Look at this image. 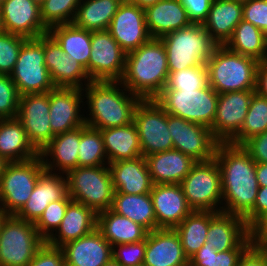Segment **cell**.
Here are the masks:
<instances>
[{
  "label": "cell",
  "mask_w": 267,
  "mask_h": 266,
  "mask_svg": "<svg viewBox=\"0 0 267 266\" xmlns=\"http://www.w3.org/2000/svg\"><path fill=\"white\" fill-rule=\"evenodd\" d=\"M96 228L111 246L143 241L149 233L142 225L115 213L111 209L97 214Z\"/></svg>",
  "instance_id": "obj_33"
},
{
  "label": "cell",
  "mask_w": 267,
  "mask_h": 266,
  "mask_svg": "<svg viewBox=\"0 0 267 266\" xmlns=\"http://www.w3.org/2000/svg\"><path fill=\"white\" fill-rule=\"evenodd\" d=\"M32 1L37 3L40 6L43 3L44 0H32Z\"/></svg>",
  "instance_id": "obj_64"
},
{
  "label": "cell",
  "mask_w": 267,
  "mask_h": 266,
  "mask_svg": "<svg viewBox=\"0 0 267 266\" xmlns=\"http://www.w3.org/2000/svg\"><path fill=\"white\" fill-rule=\"evenodd\" d=\"M191 23L203 24L207 19L213 0H180Z\"/></svg>",
  "instance_id": "obj_52"
},
{
  "label": "cell",
  "mask_w": 267,
  "mask_h": 266,
  "mask_svg": "<svg viewBox=\"0 0 267 266\" xmlns=\"http://www.w3.org/2000/svg\"><path fill=\"white\" fill-rule=\"evenodd\" d=\"M127 53L108 30L91 32L88 76L91 81H120L124 75Z\"/></svg>",
  "instance_id": "obj_13"
},
{
  "label": "cell",
  "mask_w": 267,
  "mask_h": 266,
  "mask_svg": "<svg viewBox=\"0 0 267 266\" xmlns=\"http://www.w3.org/2000/svg\"><path fill=\"white\" fill-rule=\"evenodd\" d=\"M27 266H66L60 247H54L46 242L37 250L33 260Z\"/></svg>",
  "instance_id": "obj_50"
},
{
  "label": "cell",
  "mask_w": 267,
  "mask_h": 266,
  "mask_svg": "<svg viewBox=\"0 0 267 266\" xmlns=\"http://www.w3.org/2000/svg\"><path fill=\"white\" fill-rule=\"evenodd\" d=\"M108 167L116 192L136 195L151 192L153 182L145 157L112 162Z\"/></svg>",
  "instance_id": "obj_26"
},
{
  "label": "cell",
  "mask_w": 267,
  "mask_h": 266,
  "mask_svg": "<svg viewBox=\"0 0 267 266\" xmlns=\"http://www.w3.org/2000/svg\"><path fill=\"white\" fill-rule=\"evenodd\" d=\"M44 56L45 66L55 87L83 89L91 82L85 68L65 54L49 33L44 34Z\"/></svg>",
  "instance_id": "obj_19"
},
{
  "label": "cell",
  "mask_w": 267,
  "mask_h": 266,
  "mask_svg": "<svg viewBox=\"0 0 267 266\" xmlns=\"http://www.w3.org/2000/svg\"><path fill=\"white\" fill-rule=\"evenodd\" d=\"M84 99V92L79 88L55 87L49 91L50 128L54 135L85 124V116L80 114Z\"/></svg>",
  "instance_id": "obj_20"
},
{
  "label": "cell",
  "mask_w": 267,
  "mask_h": 266,
  "mask_svg": "<svg viewBox=\"0 0 267 266\" xmlns=\"http://www.w3.org/2000/svg\"><path fill=\"white\" fill-rule=\"evenodd\" d=\"M82 0H44L40 5V17L49 29L60 24H70L76 16Z\"/></svg>",
  "instance_id": "obj_42"
},
{
  "label": "cell",
  "mask_w": 267,
  "mask_h": 266,
  "mask_svg": "<svg viewBox=\"0 0 267 266\" xmlns=\"http://www.w3.org/2000/svg\"><path fill=\"white\" fill-rule=\"evenodd\" d=\"M80 138L81 126L55 135L39 154L45 170L66 174L71 169L77 168Z\"/></svg>",
  "instance_id": "obj_27"
},
{
  "label": "cell",
  "mask_w": 267,
  "mask_h": 266,
  "mask_svg": "<svg viewBox=\"0 0 267 266\" xmlns=\"http://www.w3.org/2000/svg\"><path fill=\"white\" fill-rule=\"evenodd\" d=\"M145 266H189L175 229L158 228L146 237Z\"/></svg>",
  "instance_id": "obj_24"
},
{
  "label": "cell",
  "mask_w": 267,
  "mask_h": 266,
  "mask_svg": "<svg viewBox=\"0 0 267 266\" xmlns=\"http://www.w3.org/2000/svg\"><path fill=\"white\" fill-rule=\"evenodd\" d=\"M158 1L160 0H124V2L131 4V5H136L140 8H147L149 6L155 5Z\"/></svg>",
  "instance_id": "obj_58"
},
{
  "label": "cell",
  "mask_w": 267,
  "mask_h": 266,
  "mask_svg": "<svg viewBox=\"0 0 267 266\" xmlns=\"http://www.w3.org/2000/svg\"><path fill=\"white\" fill-rule=\"evenodd\" d=\"M110 209L142 225L149 232L156 229V216L150 193L136 195L115 191Z\"/></svg>",
  "instance_id": "obj_36"
},
{
  "label": "cell",
  "mask_w": 267,
  "mask_h": 266,
  "mask_svg": "<svg viewBox=\"0 0 267 266\" xmlns=\"http://www.w3.org/2000/svg\"><path fill=\"white\" fill-rule=\"evenodd\" d=\"M19 97L10 75L0 74V119L17 117Z\"/></svg>",
  "instance_id": "obj_47"
},
{
  "label": "cell",
  "mask_w": 267,
  "mask_h": 266,
  "mask_svg": "<svg viewBox=\"0 0 267 266\" xmlns=\"http://www.w3.org/2000/svg\"><path fill=\"white\" fill-rule=\"evenodd\" d=\"M144 13L151 38H161L192 24L180 0H160L145 8Z\"/></svg>",
  "instance_id": "obj_29"
},
{
  "label": "cell",
  "mask_w": 267,
  "mask_h": 266,
  "mask_svg": "<svg viewBox=\"0 0 267 266\" xmlns=\"http://www.w3.org/2000/svg\"><path fill=\"white\" fill-rule=\"evenodd\" d=\"M65 54L79 62L88 74L91 52V31L76 27L73 23L60 24L48 29Z\"/></svg>",
  "instance_id": "obj_35"
},
{
  "label": "cell",
  "mask_w": 267,
  "mask_h": 266,
  "mask_svg": "<svg viewBox=\"0 0 267 266\" xmlns=\"http://www.w3.org/2000/svg\"><path fill=\"white\" fill-rule=\"evenodd\" d=\"M254 229H267V216L266 218Z\"/></svg>",
  "instance_id": "obj_60"
},
{
  "label": "cell",
  "mask_w": 267,
  "mask_h": 266,
  "mask_svg": "<svg viewBox=\"0 0 267 266\" xmlns=\"http://www.w3.org/2000/svg\"><path fill=\"white\" fill-rule=\"evenodd\" d=\"M255 92L260 96L267 98V61L258 63Z\"/></svg>",
  "instance_id": "obj_55"
},
{
  "label": "cell",
  "mask_w": 267,
  "mask_h": 266,
  "mask_svg": "<svg viewBox=\"0 0 267 266\" xmlns=\"http://www.w3.org/2000/svg\"><path fill=\"white\" fill-rule=\"evenodd\" d=\"M237 266H267V259L253 243L241 256Z\"/></svg>",
  "instance_id": "obj_54"
},
{
  "label": "cell",
  "mask_w": 267,
  "mask_h": 266,
  "mask_svg": "<svg viewBox=\"0 0 267 266\" xmlns=\"http://www.w3.org/2000/svg\"><path fill=\"white\" fill-rule=\"evenodd\" d=\"M206 236V242L218 252L248 249L253 244L252 230L246 225L244 218L224 212L210 211Z\"/></svg>",
  "instance_id": "obj_17"
},
{
  "label": "cell",
  "mask_w": 267,
  "mask_h": 266,
  "mask_svg": "<svg viewBox=\"0 0 267 266\" xmlns=\"http://www.w3.org/2000/svg\"><path fill=\"white\" fill-rule=\"evenodd\" d=\"M100 130L84 124L81 126V138L78 152V167L108 165Z\"/></svg>",
  "instance_id": "obj_41"
},
{
  "label": "cell",
  "mask_w": 267,
  "mask_h": 266,
  "mask_svg": "<svg viewBox=\"0 0 267 266\" xmlns=\"http://www.w3.org/2000/svg\"><path fill=\"white\" fill-rule=\"evenodd\" d=\"M247 249H231L218 252L205 242L189 259V266H237Z\"/></svg>",
  "instance_id": "obj_44"
},
{
  "label": "cell",
  "mask_w": 267,
  "mask_h": 266,
  "mask_svg": "<svg viewBox=\"0 0 267 266\" xmlns=\"http://www.w3.org/2000/svg\"><path fill=\"white\" fill-rule=\"evenodd\" d=\"M253 243L267 259V229H253Z\"/></svg>",
  "instance_id": "obj_56"
},
{
  "label": "cell",
  "mask_w": 267,
  "mask_h": 266,
  "mask_svg": "<svg viewBox=\"0 0 267 266\" xmlns=\"http://www.w3.org/2000/svg\"><path fill=\"white\" fill-rule=\"evenodd\" d=\"M255 163H267V131L253 136L242 145Z\"/></svg>",
  "instance_id": "obj_53"
},
{
  "label": "cell",
  "mask_w": 267,
  "mask_h": 266,
  "mask_svg": "<svg viewBox=\"0 0 267 266\" xmlns=\"http://www.w3.org/2000/svg\"><path fill=\"white\" fill-rule=\"evenodd\" d=\"M230 1H235V2H239V3L244 4V3L248 2L249 0H230Z\"/></svg>",
  "instance_id": "obj_63"
},
{
  "label": "cell",
  "mask_w": 267,
  "mask_h": 266,
  "mask_svg": "<svg viewBox=\"0 0 267 266\" xmlns=\"http://www.w3.org/2000/svg\"><path fill=\"white\" fill-rule=\"evenodd\" d=\"M72 201L65 198L49 203L40 218L34 223L39 235L46 241L60 226L68 204Z\"/></svg>",
  "instance_id": "obj_45"
},
{
  "label": "cell",
  "mask_w": 267,
  "mask_h": 266,
  "mask_svg": "<svg viewBox=\"0 0 267 266\" xmlns=\"http://www.w3.org/2000/svg\"><path fill=\"white\" fill-rule=\"evenodd\" d=\"M104 266H121L117 261H115L113 258L108 261Z\"/></svg>",
  "instance_id": "obj_62"
},
{
  "label": "cell",
  "mask_w": 267,
  "mask_h": 266,
  "mask_svg": "<svg viewBox=\"0 0 267 266\" xmlns=\"http://www.w3.org/2000/svg\"><path fill=\"white\" fill-rule=\"evenodd\" d=\"M123 0H82L73 24L87 31L108 30Z\"/></svg>",
  "instance_id": "obj_37"
},
{
  "label": "cell",
  "mask_w": 267,
  "mask_h": 266,
  "mask_svg": "<svg viewBox=\"0 0 267 266\" xmlns=\"http://www.w3.org/2000/svg\"><path fill=\"white\" fill-rule=\"evenodd\" d=\"M150 195L156 216V229H174L193 211L180 184H153Z\"/></svg>",
  "instance_id": "obj_23"
},
{
  "label": "cell",
  "mask_w": 267,
  "mask_h": 266,
  "mask_svg": "<svg viewBox=\"0 0 267 266\" xmlns=\"http://www.w3.org/2000/svg\"><path fill=\"white\" fill-rule=\"evenodd\" d=\"M180 186L193 211L222 212L221 173L215 157L195 162Z\"/></svg>",
  "instance_id": "obj_8"
},
{
  "label": "cell",
  "mask_w": 267,
  "mask_h": 266,
  "mask_svg": "<svg viewBox=\"0 0 267 266\" xmlns=\"http://www.w3.org/2000/svg\"><path fill=\"white\" fill-rule=\"evenodd\" d=\"M146 239L134 243L112 246V258L121 266H136L144 263Z\"/></svg>",
  "instance_id": "obj_48"
},
{
  "label": "cell",
  "mask_w": 267,
  "mask_h": 266,
  "mask_svg": "<svg viewBox=\"0 0 267 266\" xmlns=\"http://www.w3.org/2000/svg\"><path fill=\"white\" fill-rule=\"evenodd\" d=\"M10 77L20 96L47 93L55 88L45 66L44 35L24 41Z\"/></svg>",
  "instance_id": "obj_9"
},
{
  "label": "cell",
  "mask_w": 267,
  "mask_h": 266,
  "mask_svg": "<svg viewBox=\"0 0 267 266\" xmlns=\"http://www.w3.org/2000/svg\"><path fill=\"white\" fill-rule=\"evenodd\" d=\"M2 31L38 38L48 33L40 17V6L32 0H4L0 5Z\"/></svg>",
  "instance_id": "obj_18"
},
{
  "label": "cell",
  "mask_w": 267,
  "mask_h": 266,
  "mask_svg": "<svg viewBox=\"0 0 267 266\" xmlns=\"http://www.w3.org/2000/svg\"><path fill=\"white\" fill-rule=\"evenodd\" d=\"M49 112V92L19 97L16 118L22 123L30 144L39 154L55 136L50 128Z\"/></svg>",
  "instance_id": "obj_15"
},
{
  "label": "cell",
  "mask_w": 267,
  "mask_h": 266,
  "mask_svg": "<svg viewBox=\"0 0 267 266\" xmlns=\"http://www.w3.org/2000/svg\"><path fill=\"white\" fill-rule=\"evenodd\" d=\"M166 50L169 72L207 63L217 44L202 24H191L159 38Z\"/></svg>",
  "instance_id": "obj_5"
},
{
  "label": "cell",
  "mask_w": 267,
  "mask_h": 266,
  "mask_svg": "<svg viewBox=\"0 0 267 266\" xmlns=\"http://www.w3.org/2000/svg\"><path fill=\"white\" fill-rule=\"evenodd\" d=\"M267 131V98L253 94L241 130L229 141L243 145L247 140Z\"/></svg>",
  "instance_id": "obj_40"
},
{
  "label": "cell",
  "mask_w": 267,
  "mask_h": 266,
  "mask_svg": "<svg viewBox=\"0 0 267 266\" xmlns=\"http://www.w3.org/2000/svg\"><path fill=\"white\" fill-rule=\"evenodd\" d=\"M44 243L34 223L8 215L0 230V266H27Z\"/></svg>",
  "instance_id": "obj_10"
},
{
  "label": "cell",
  "mask_w": 267,
  "mask_h": 266,
  "mask_svg": "<svg viewBox=\"0 0 267 266\" xmlns=\"http://www.w3.org/2000/svg\"><path fill=\"white\" fill-rule=\"evenodd\" d=\"M8 162H6L1 156H0V176L2 175L4 168Z\"/></svg>",
  "instance_id": "obj_61"
},
{
  "label": "cell",
  "mask_w": 267,
  "mask_h": 266,
  "mask_svg": "<svg viewBox=\"0 0 267 266\" xmlns=\"http://www.w3.org/2000/svg\"><path fill=\"white\" fill-rule=\"evenodd\" d=\"M60 248L66 266H104L112 259V246L97 228Z\"/></svg>",
  "instance_id": "obj_25"
},
{
  "label": "cell",
  "mask_w": 267,
  "mask_h": 266,
  "mask_svg": "<svg viewBox=\"0 0 267 266\" xmlns=\"http://www.w3.org/2000/svg\"><path fill=\"white\" fill-rule=\"evenodd\" d=\"M108 163L142 156L140 140L134 122L100 130Z\"/></svg>",
  "instance_id": "obj_34"
},
{
  "label": "cell",
  "mask_w": 267,
  "mask_h": 266,
  "mask_svg": "<svg viewBox=\"0 0 267 266\" xmlns=\"http://www.w3.org/2000/svg\"><path fill=\"white\" fill-rule=\"evenodd\" d=\"M82 90L89 111L84 122L98 130L132 123L136 107L142 100L120 81H91Z\"/></svg>",
  "instance_id": "obj_2"
},
{
  "label": "cell",
  "mask_w": 267,
  "mask_h": 266,
  "mask_svg": "<svg viewBox=\"0 0 267 266\" xmlns=\"http://www.w3.org/2000/svg\"><path fill=\"white\" fill-rule=\"evenodd\" d=\"M243 4L230 0H213L203 22L204 29L217 45H225L242 20Z\"/></svg>",
  "instance_id": "obj_31"
},
{
  "label": "cell",
  "mask_w": 267,
  "mask_h": 266,
  "mask_svg": "<svg viewBox=\"0 0 267 266\" xmlns=\"http://www.w3.org/2000/svg\"><path fill=\"white\" fill-rule=\"evenodd\" d=\"M256 179L259 187L267 186V163H256Z\"/></svg>",
  "instance_id": "obj_57"
},
{
  "label": "cell",
  "mask_w": 267,
  "mask_h": 266,
  "mask_svg": "<svg viewBox=\"0 0 267 266\" xmlns=\"http://www.w3.org/2000/svg\"><path fill=\"white\" fill-rule=\"evenodd\" d=\"M68 195L65 174L44 171L38 178L30 198L15 214L24 221L35 223L51 202L58 201Z\"/></svg>",
  "instance_id": "obj_22"
},
{
  "label": "cell",
  "mask_w": 267,
  "mask_h": 266,
  "mask_svg": "<svg viewBox=\"0 0 267 266\" xmlns=\"http://www.w3.org/2000/svg\"><path fill=\"white\" fill-rule=\"evenodd\" d=\"M26 39L23 36L9 32H0V74L11 75L22 44Z\"/></svg>",
  "instance_id": "obj_46"
},
{
  "label": "cell",
  "mask_w": 267,
  "mask_h": 266,
  "mask_svg": "<svg viewBox=\"0 0 267 266\" xmlns=\"http://www.w3.org/2000/svg\"><path fill=\"white\" fill-rule=\"evenodd\" d=\"M45 171L41 156L7 163L0 176V207L15 215L30 198L39 176Z\"/></svg>",
  "instance_id": "obj_11"
},
{
  "label": "cell",
  "mask_w": 267,
  "mask_h": 266,
  "mask_svg": "<svg viewBox=\"0 0 267 266\" xmlns=\"http://www.w3.org/2000/svg\"><path fill=\"white\" fill-rule=\"evenodd\" d=\"M210 211H192L174 229L178 233L185 256L190 259L206 242Z\"/></svg>",
  "instance_id": "obj_39"
},
{
  "label": "cell",
  "mask_w": 267,
  "mask_h": 266,
  "mask_svg": "<svg viewBox=\"0 0 267 266\" xmlns=\"http://www.w3.org/2000/svg\"><path fill=\"white\" fill-rule=\"evenodd\" d=\"M225 46L258 62L267 61V42L264 32L243 19L235 27Z\"/></svg>",
  "instance_id": "obj_38"
},
{
  "label": "cell",
  "mask_w": 267,
  "mask_h": 266,
  "mask_svg": "<svg viewBox=\"0 0 267 266\" xmlns=\"http://www.w3.org/2000/svg\"><path fill=\"white\" fill-rule=\"evenodd\" d=\"M255 90L219 94L216 116L210 130L219 142H229L240 130Z\"/></svg>",
  "instance_id": "obj_16"
},
{
  "label": "cell",
  "mask_w": 267,
  "mask_h": 266,
  "mask_svg": "<svg viewBox=\"0 0 267 266\" xmlns=\"http://www.w3.org/2000/svg\"><path fill=\"white\" fill-rule=\"evenodd\" d=\"M242 19L263 31L267 42V0H249L244 3Z\"/></svg>",
  "instance_id": "obj_49"
},
{
  "label": "cell",
  "mask_w": 267,
  "mask_h": 266,
  "mask_svg": "<svg viewBox=\"0 0 267 266\" xmlns=\"http://www.w3.org/2000/svg\"><path fill=\"white\" fill-rule=\"evenodd\" d=\"M68 195L96 214L110 209L115 189L108 165L77 167L66 174Z\"/></svg>",
  "instance_id": "obj_6"
},
{
  "label": "cell",
  "mask_w": 267,
  "mask_h": 266,
  "mask_svg": "<svg viewBox=\"0 0 267 266\" xmlns=\"http://www.w3.org/2000/svg\"><path fill=\"white\" fill-rule=\"evenodd\" d=\"M167 54L159 38L127 53L125 71L120 82L142 99H154L168 79Z\"/></svg>",
  "instance_id": "obj_3"
},
{
  "label": "cell",
  "mask_w": 267,
  "mask_h": 266,
  "mask_svg": "<svg viewBox=\"0 0 267 266\" xmlns=\"http://www.w3.org/2000/svg\"><path fill=\"white\" fill-rule=\"evenodd\" d=\"M218 97L208 84L198 90H162L154 100L170 115L211 128Z\"/></svg>",
  "instance_id": "obj_7"
},
{
  "label": "cell",
  "mask_w": 267,
  "mask_h": 266,
  "mask_svg": "<svg viewBox=\"0 0 267 266\" xmlns=\"http://www.w3.org/2000/svg\"><path fill=\"white\" fill-rule=\"evenodd\" d=\"M168 129L173 149L190 156L194 161H207L215 157L220 143L210 128L168 114Z\"/></svg>",
  "instance_id": "obj_14"
},
{
  "label": "cell",
  "mask_w": 267,
  "mask_h": 266,
  "mask_svg": "<svg viewBox=\"0 0 267 266\" xmlns=\"http://www.w3.org/2000/svg\"><path fill=\"white\" fill-rule=\"evenodd\" d=\"M208 85L207 64L169 72L162 90H198Z\"/></svg>",
  "instance_id": "obj_43"
},
{
  "label": "cell",
  "mask_w": 267,
  "mask_h": 266,
  "mask_svg": "<svg viewBox=\"0 0 267 266\" xmlns=\"http://www.w3.org/2000/svg\"><path fill=\"white\" fill-rule=\"evenodd\" d=\"M0 156L8 163L28 161L39 156L17 118L0 119Z\"/></svg>",
  "instance_id": "obj_32"
},
{
  "label": "cell",
  "mask_w": 267,
  "mask_h": 266,
  "mask_svg": "<svg viewBox=\"0 0 267 266\" xmlns=\"http://www.w3.org/2000/svg\"><path fill=\"white\" fill-rule=\"evenodd\" d=\"M140 140L142 156L173 149L168 129V113L154 100L142 99L133 120Z\"/></svg>",
  "instance_id": "obj_12"
},
{
  "label": "cell",
  "mask_w": 267,
  "mask_h": 266,
  "mask_svg": "<svg viewBox=\"0 0 267 266\" xmlns=\"http://www.w3.org/2000/svg\"><path fill=\"white\" fill-rule=\"evenodd\" d=\"M8 214L0 207V230Z\"/></svg>",
  "instance_id": "obj_59"
},
{
  "label": "cell",
  "mask_w": 267,
  "mask_h": 266,
  "mask_svg": "<svg viewBox=\"0 0 267 266\" xmlns=\"http://www.w3.org/2000/svg\"><path fill=\"white\" fill-rule=\"evenodd\" d=\"M258 61L217 45L207 61L208 84L218 93L255 90Z\"/></svg>",
  "instance_id": "obj_4"
},
{
  "label": "cell",
  "mask_w": 267,
  "mask_h": 266,
  "mask_svg": "<svg viewBox=\"0 0 267 266\" xmlns=\"http://www.w3.org/2000/svg\"><path fill=\"white\" fill-rule=\"evenodd\" d=\"M97 226V214L82 203L71 201L60 226L45 242L54 247L77 240L91 233Z\"/></svg>",
  "instance_id": "obj_28"
},
{
  "label": "cell",
  "mask_w": 267,
  "mask_h": 266,
  "mask_svg": "<svg viewBox=\"0 0 267 266\" xmlns=\"http://www.w3.org/2000/svg\"><path fill=\"white\" fill-rule=\"evenodd\" d=\"M145 158L153 184H180L196 162L175 149L150 154Z\"/></svg>",
  "instance_id": "obj_30"
},
{
  "label": "cell",
  "mask_w": 267,
  "mask_h": 266,
  "mask_svg": "<svg viewBox=\"0 0 267 266\" xmlns=\"http://www.w3.org/2000/svg\"><path fill=\"white\" fill-rule=\"evenodd\" d=\"M267 216V186L259 187L253 209L244 217L246 225L253 230Z\"/></svg>",
  "instance_id": "obj_51"
},
{
  "label": "cell",
  "mask_w": 267,
  "mask_h": 266,
  "mask_svg": "<svg viewBox=\"0 0 267 266\" xmlns=\"http://www.w3.org/2000/svg\"><path fill=\"white\" fill-rule=\"evenodd\" d=\"M108 31L126 53L151 39L144 9L124 1L113 16Z\"/></svg>",
  "instance_id": "obj_21"
},
{
  "label": "cell",
  "mask_w": 267,
  "mask_h": 266,
  "mask_svg": "<svg viewBox=\"0 0 267 266\" xmlns=\"http://www.w3.org/2000/svg\"><path fill=\"white\" fill-rule=\"evenodd\" d=\"M215 159L221 173L222 212L244 218L254 207L259 184L256 163L242 146L220 142Z\"/></svg>",
  "instance_id": "obj_1"
}]
</instances>
